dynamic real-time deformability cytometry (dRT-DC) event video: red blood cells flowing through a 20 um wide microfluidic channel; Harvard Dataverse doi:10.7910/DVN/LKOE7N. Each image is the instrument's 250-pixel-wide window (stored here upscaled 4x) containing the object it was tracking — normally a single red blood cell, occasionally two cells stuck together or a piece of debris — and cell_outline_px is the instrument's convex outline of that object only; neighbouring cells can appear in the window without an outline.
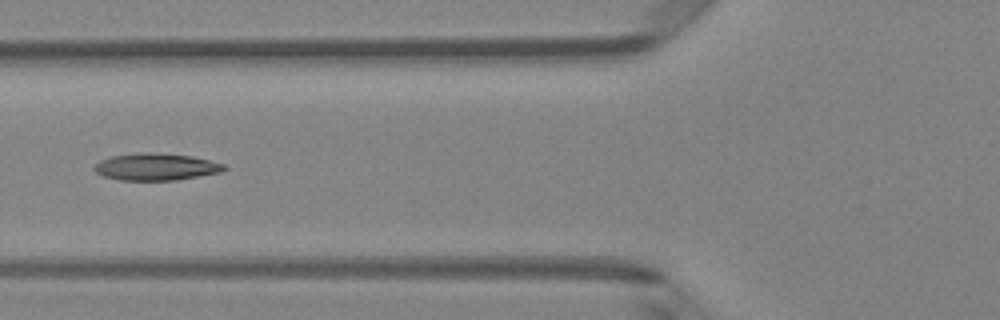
{"species": "Egyptian fruit bat (a non-hibernating species)", "species_latin": "Rousettus aegyptiacus", "temperature_condition": "room temperature", "stored_images_in_passage": 6, "camera_frame_rate_fps": 3000, "um_per_image_px": 0.085, "animal": {"sex": "female"}, "frame": {"image": 1, "passage_image": 5, "time_ms": 4.667, "image_size_px": [1000, 320], "cell_outline_px": [[228, 168], [220, 172], [176, 180], [120, 180], [104, 176], [96, 172], [92, 168], [100, 160], [112, 156], [140, 152], [148, 152], [192, 156], [228, 164]], "centroid_in_image_um": [13.29, 14.17], "position_along_channel_um": 112.5, "area_um2": 20.46}}
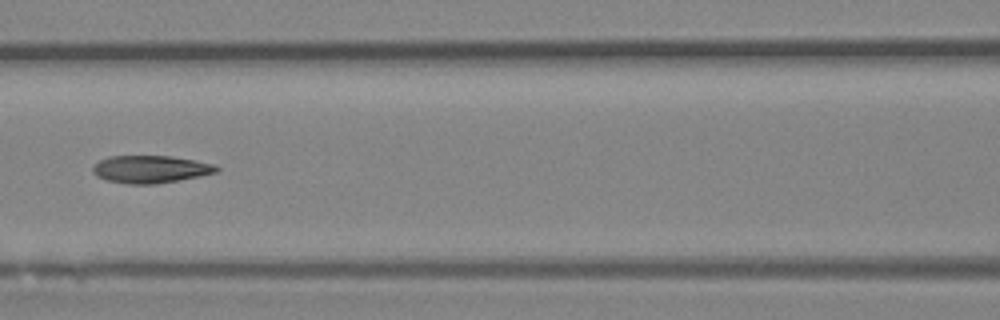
{"frame": {"image": 2, "passage_image": 6, "time_ms": 5.667, "image_size_px": [1000, 320], "cell_outline_px": [[220, 168], [216, 172], [200, 176], [180, 180], [156, 184], [128, 184], [108, 180], [96, 176], [92, 172], [92, 168], [100, 160], [108, 156], [172, 156], [196, 160], [216, 164]], "centroid_in_image_um": [12.82, 14.38], "position_along_channel_um": 153.8, "area_um2": 19.94}}